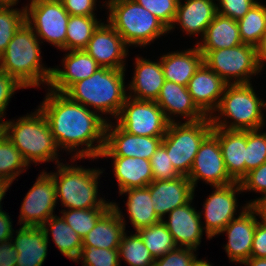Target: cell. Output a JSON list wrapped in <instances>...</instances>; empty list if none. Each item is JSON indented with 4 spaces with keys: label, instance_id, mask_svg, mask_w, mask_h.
I'll list each match as a JSON object with an SVG mask.
<instances>
[{
    "label": "cell",
    "instance_id": "26",
    "mask_svg": "<svg viewBox=\"0 0 266 266\" xmlns=\"http://www.w3.org/2000/svg\"><path fill=\"white\" fill-rule=\"evenodd\" d=\"M212 133L219 140L229 176L240 182L245 177L246 131L213 128Z\"/></svg>",
    "mask_w": 266,
    "mask_h": 266
},
{
    "label": "cell",
    "instance_id": "9",
    "mask_svg": "<svg viewBox=\"0 0 266 266\" xmlns=\"http://www.w3.org/2000/svg\"><path fill=\"white\" fill-rule=\"evenodd\" d=\"M203 63L227 84L250 83L251 76L261 71L256 47L243 43L231 48L208 51L203 56Z\"/></svg>",
    "mask_w": 266,
    "mask_h": 266
},
{
    "label": "cell",
    "instance_id": "23",
    "mask_svg": "<svg viewBox=\"0 0 266 266\" xmlns=\"http://www.w3.org/2000/svg\"><path fill=\"white\" fill-rule=\"evenodd\" d=\"M180 1L175 19L168 31L171 32L178 23L177 26L180 25L186 34L193 36L201 33L203 37L206 28L218 14L217 4L213 0H185L186 3L183 4Z\"/></svg>",
    "mask_w": 266,
    "mask_h": 266
},
{
    "label": "cell",
    "instance_id": "21",
    "mask_svg": "<svg viewBox=\"0 0 266 266\" xmlns=\"http://www.w3.org/2000/svg\"><path fill=\"white\" fill-rule=\"evenodd\" d=\"M147 187L150 190L151 200L155 204V213L161 219L176 207L185 205L194 198L195 190L187 176L152 181Z\"/></svg>",
    "mask_w": 266,
    "mask_h": 266
},
{
    "label": "cell",
    "instance_id": "29",
    "mask_svg": "<svg viewBox=\"0 0 266 266\" xmlns=\"http://www.w3.org/2000/svg\"><path fill=\"white\" fill-rule=\"evenodd\" d=\"M113 158V172L119 193L129 188L146 187L153 181L149 160L138 157L99 156Z\"/></svg>",
    "mask_w": 266,
    "mask_h": 266
},
{
    "label": "cell",
    "instance_id": "36",
    "mask_svg": "<svg viewBox=\"0 0 266 266\" xmlns=\"http://www.w3.org/2000/svg\"><path fill=\"white\" fill-rule=\"evenodd\" d=\"M154 259L163 257L169 251L177 248L173 236L162 220L154 225L142 228L137 232Z\"/></svg>",
    "mask_w": 266,
    "mask_h": 266
},
{
    "label": "cell",
    "instance_id": "5",
    "mask_svg": "<svg viewBox=\"0 0 266 266\" xmlns=\"http://www.w3.org/2000/svg\"><path fill=\"white\" fill-rule=\"evenodd\" d=\"M263 107L266 109V102L257 96L251 83L227 84L216 110L220 114L210 117L212 126L240 131L263 129L265 125ZM222 116L225 117L224 120H221ZM227 118L233 122L229 123L226 121Z\"/></svg>",
    "mask_w": 266,
    "mask_h": 266
},
{
    "label": "cell",
    "instance_id": "55",
    "mask_svg": "<svg viewBox=\"0 0 266 266\" xmlns=\"http://www.w3.org/2000/svg\"><path fill=\"white\" fill-rule=\"evenodd\" d=\"M9 186H7L5 183L0 182V208H1V201L3 200V197L5 196L7 189Z\"/></svg>",
    "mask_w": 266,
    "mask_h": 266
},
{
    "label": "cell",
    "instance_id": "53",
    "mask_svg": "<svg viewBox=\"0 0 266 266\" xmlns=\"http://www.w3.org/2000/svg\"><path fill=\"white\" fill-rule=\"evenodd\" d=\"M253 207L257 210L260 220L266 224V197L258 200Z\"/></svg>",
    "mask_w": 266,
    "mask_h": 266
},
{
    "label": "cell",
    "instance_id": "2",
    "mask_svg": "<svg viewBox=\"0 0 266 266\" xmlns=\"http://www.w3.org/2000/svg\"><path fill=\"white\" fill-rule=\"evenodd\" d=\"M40 41L26 21L15 32L0 56V70L14 77L22 86H48L52 68L43 67L41 61Z\"/></svg>",
    "mask_w": 266,
    "mask_h": 266
},
{
    "label": "cell",
    "instance_id": "7",
    "mask_svg": "<svg viewBox=\"0 0 266 266\" xmlns=\"http://www.w3.org/2000/svg\"><path fill=\"white\" fill-rule=\"evenodd\" d=\"M57 172H51L56 189V198L68 209L101 208L107 201L98 198V178L101 169L57 164Z\"/></svg>",
    "mask_w": 266,
    "mask_h": 266
},
{
    "label": "cell",
    "instance_id": "17",
    "mask_svg": "<svg viewBox=\"0 0 266 266\" xmlns=\"http://www.w3.org/2000/svg\"><path fill=\"white\" fill-rule=\"evenodd\" d=\"M125 41L107 22H102L94 31L87 47L84 49L101 67L125 69L128 55Z\"/></svg>",
    "mask_w": 266,
    "mask_h": 266
},
{
    "label": "cell",
    "instance_id": "58",
    "mask_svg": "<svg viewBox=\"0 0 266 266\" xmlns=\"http://www.w3.org/2000/svg\"><path fill=\"white\" fill-rule=\"evenodd\" d=\"M2 132V123H0V133Z\"/></svg>",
    "mask_w": 266,
    "mask_h": 266
},
{
    "label": "cell",
    "instance_id": "47",
    "mask_svg": "<svg viewBox=\"0 0 266 266\" xmlns=\"http://www.w3.org/2000/svg\"><path fill=\"white\" fill-rule=\"evenodd\" d=\"M25 88L14 77L0 70V123L4 122V112L8 106L10 98L17 89Z\"/></svg>",
    "mask_w": 266,
    "mask_h": 266
},
{
    "label": "cell",
    "instance_id": "4",
    "mask_svg": "<svg viewBox=\"0 0 266 266\" xmlns=\"http://www.w3.org/2000/svg\"><path fill=\"white\" fill-rule=\"evenodd\" d=\"M2 132L14 144L28 163L58 161V147L51 133L47 119L36 109L30 115L20 117L16 122H2Z\"/></svg>",
    "mask_w": 266,
    "mask_h": 266
},
{
    "label": "cell",
    "instance_id": "56",
    "mask_svg": "<svg viewBox=\"0 0 266 266\" xmlns=\"http://www.w3.org/2000/svg\"><path fill=\"white\" fill-rule=\"evenodd\" d=\"M191 266H212V265L206 260L196 259Z\"/></svg>",
    "mask_w": 266,
    "mask_h": 266
},
{
    "label": "cell",
    "instance_id": "16",
    "mask_svg": "<svg viewBox=\"0 0 266 266\" xmlns=\"http://www.w3.org/2000/svg\"><path fill=\"white\" fill-rule=\"evenodd\" d=\"M242 209L239 216L231 220L220 232L227 233L228 242L224 249L229 260L240 264L250 258L258 222V212L253 206L245 204Z\"/></svg>",
    "mask_w": 266,
    "mask_h": 266
},
{
    "label": "cell",
    "instance_id": "28",
    "mask_svg": "<svg viewBox=\"0 0 266 266\" xmlns=\"http://www.w3.org/2000/svg\"><path fill=\"white\" fill-rule=\"evenodd\" d=\"M165 80L187 87L188 82L203 64V55L197 46L181 52H169L160 57Z\"/></svg>",
    "mask_w": 266,
    "mask_h": 266
},
{
    "label": "cell",
    "instance_id": "25",
    "mask_svg": "<svg viewBox=\"0 0 266 266\" xmlns=\"http://www.w3.org/2000/svg\"><path fill=\"white\" fill-rule=\"evenodd\" d=\"M135 62L133 80L128 87L134 95L130 93L128 96L137 100L156 101L165 82L161 62L138 56Z\"/></svg>",
    "mask_w": 266,
    "mask_h": 266
},
{
    "label": "cell",
    "instance_id": "27",
    "mask_svg": "<svg viewBox=\"0 0 266 266\" xmlns=\"http://www.w3.org/2000/svg\"><path fill=\"white\" fill-rule=\"evenodd\" d=\"M11 240L17 250L16 266H42L47 256L49 239L41 227L21 226Z\"/></svg>",
    "mask_w": 266,
    "mask_h": 266
},
{
    "label": "cell",
    "instance_id": "30",
    "mask_svg": "<svg viewBox=\"0 0 266 266\" xmlns=\"http://www.w3.org/2000/svg\"><path fill=\"white\" fill-rule=\"evenodd\" d=\"M202 39V42H198L196 46L203 56L211 50L231 48L242 44L237 21L220 14H217L208 25Z\"/></svg>",
    "mask_w": 266,
    "mask_h": 266
},
{
    "label": "cell",
    "instance_id": "15",
    "mask_svg": "<svg viewBox=\"0 0 266 266\" xmlns=\"http://www.w3.org/2000/svg\"><path fill=\"white\" fill-rule=\"evenodd\" d=\"M115 125V126H113ZM106 126L105 146L100 156L138 157L150 160L162 143L163 137L133 135L118 124Z\"/></svg>",
    "mask_w": 266,
    "mask_h": 266
},
{
    "label": "cell",
    "instance_id": "52",
    "mask_svg": "<svg viewBox=\"0 0 266 266\" xmlns=\"http://www.w3.org/2000/svg\"><path fill=\"white\" fill-rule=\"evenodd\" d=\"M256 57L260 70L264 67L263 62L266 61V32L262 35L259 44L256 46Z\"/></svg>",
    "mask_w": 266,
    "mask_h": 266
},
{
    "label": "cell",
    "instance_id": "34",
    "mask_svg": "<svg viewBox=\"0 0 266 266\" xmlns=\"http://www.w3.org/2000/svg\"><path fill=\"white\" fill-rule=\"evenodd\" d=\"M28 163L24 160L22 154L14 146V144L7 138V136L0 133V182L5 183L10 187L13 180L23 172L26 171Z\"/></svg>",
    "mask_w": 266,
    "mask_h": 266
},
{
    "label": "cell",
    "instance_id": "31",
    "mask_svg": "<svg viewBox=\"0 0 266 266\" xmlns=\"http://www.w3.org/2000/svg\"><path fill=\"white\" fill-rule=\"evenodd\" d=\"M128 195L126 202L129 220L136 232L160 222L162 219L155 213V204L151 200L149 188H129L120 192Z\"/></svg>",
    "mask_w": 266,
    "mask_h": 266
},
{
    "label": "cell",
    "instance_id": "39",
    "mask_svg": "<svg viewBox=\"0 0 266 266\" xmlns=\"http://www.w3.org/2000/svg\"><path fill=\"white\" fill-rule=\"evenodd\" d=\"M13 6L0 5V56L5 52L15 32L25 22V7L20 10L13 9Z\"/></svg>",
    "mask_w": 266,
    "mask_h": 266
},
{
    "label": "cell",
    "instance_id": "41",
    "mask_svg": "<svg viewBox=\"0 0 266 266\" xmlns=\"http://www.w3.org/2000/svg\"><path fill=\"white\" fill-rule=\"evenodd\" d=\"M83 259V260H82ZM82 260V266H120L118 249H102L93 246H82L77 259Z\"/></svg>",
    "mask_w": 266,
    "mask_h": 266
},
{
    "label": "cell",
    "instance_id": "22",
    "mask_svg": "<svg viewBox=\"0 0 266 266\" xmlns=\"http://www.w3.org/2000/svg\"><path fill=\"white\" fill-rule=\"evenodd\" d=\"M155 102L162 109L170 123L175 122L173 115L175 117L178 115L183 116V119H187V122H195L207 118L194 103L187 87L175 82L165 80Z\"/></svg>",
    "mask_w": 266,
    "mask_h": 266
},
{
    "label": "cell",
    "instance_id": "37",
    "mask_svg": "<svg viewBox=\"0 0 266 266\" xmlns=\"http://www.w3.org/2000/svg\"><path fill=\"white\" fill-rule=\"evenodd\" d=\"M112 207L106 202L101 208L63 209V219L83 239L96 225V222Z\"/></svg>",
    "mask_w": 266,
    "mask_h": 266
},
{
    "label": "cell",
    "instance_id": "40",
    "mask_svg": "<svg viewBox=\"0 0 266 266\" xmlns=\"http://www.w3.org/2000/svg\"><path fill=\"white\" fill-rule=\"evenodd\" d=\"M259 131H246L245 176L266 162V133Z\"/></svg>",
    "mask_w": 266,
    "mask_h": 266
},
{
    "label": "cell",
    "instance_id": "24",
    "mask_svg": "<svg viewBox=\"0 0 266 266\" xmlns=\"http://www.w3.org/2000/svg\"><path fill=\"white\" fill-rule=\"evenodd\" d=\"M96 222L94 228L82 239V246L102 249H118L125 232V218L115 202ZM125 223V224H124Z\"/></svg>",
    "mask_w": 266,
    "mask_h": 266
},
{
    "label": "cell",
    "instance_id": "12",
    "mask_svg": "<svg viewBox=\"0 0 266 266\" xmlns=\"http://www.w3.org/2000/svg\"><path fill=\"white\" fill-rule=\"evenodd\" d=\"M187 177L194 190L198 180L213 187L235 182L226 170L219 140L212 132L201 143Z\"/></svg>",
    "mask_w": 266,
    "mask_h": 266
},
{
    "label": "cell",
    "instance_id": "11",
    "mask_svg": "<svg viewBox=\"0 0 266 266\" xmlns=\"http://www.w3.org/2000/svg\"><path fill=\"white\" fill-rule=\"evenodd\" d=\"M124 131L133 135L164 137L169 121L155 101L127 97L115 119Z\"/></svg>",
    "mask_w": 266,
    "mask_h": 266
},
{
    "label": "cell",
    "instance_id": "18",
    "mask_svg": "<svg viewBox=\"0 0 266 266\" xmlns=\"http://www.w3.org/2000/svg\"><path fill=\"white\" fill-rule=\"evenodd\" d=\"M193 198L185 205L168 213V220L162 222L173 236L177 247L197 250L203 236L202 212L191 206Z\"/></svg>",
    "mask_w": 266,
    "mask_h": 266
},
{
    "label": "cell",
    "instance_id": "44",
    "mask_svg": "<svg viewBox=\"0 0 266 266\" xmlns=\"http://www.w3.org/2000/svg\"><path fill=\"white\" fill-rule=\"evenodd\" d=\"M243 191H256L263 196L251 200L247 203L249 206H253L258 200L266 197V162L251 170L248 174L240 181Z\"/></svg>",
    "mask_w": 266,
    "mask_h": 266
},
{
    "label": "cell",
    "instance_id": "46",
    "mask_svg": "<svg viewBox=\"0 0 266 266\" xmlns=\"http://www.w3.org/2000/svg\"><path fill=\"white\" fill-rule=\"evenodd\" d=\"M218 14L234 19L240 20L257 3L256 0H217ZM222 8V9H221Z\"/></svg>",
    "mask_w": 266,
    "mask_h": 266
},
{
    "label": "cell",
    "instance_id": "8",
    "mask_svg": "<svg viewBox=\"0 0 266 266\" xmlns=\"http://www.w3.org/2000/svg\"><path fill=\"white\" fill-rule=\"evenodd\" d=\"M210 117L195 122H171L162 139L176 171L188 176L203 140L212 132Z\"/></svg>",
    "mask_w": 266,
    "mask_h": 266
},
{
    "label": "cell",
    "instance_id": "1",
    "mask_svg": "<svg viewBox=\"0 0 266 266\" xmlns=\"http://www.w3.org/2000/svg\"><path fill=\"white\" fill-rule=\"evenodd\" d=\"M48 90L38 108L47 119L57 147L68 152L76 150L71 159L73 163L76 159L99 158L105 146L107 118L64 93ZM79 146L83 148L77 150Z\"/></svg>",
    "mask_w": 266,
    "mask_h": 266
},
{
    "label": "cell",
    "instance_id": "13",
    "mask_svg": "<svg viewBox=\"0 0 266 266\" xmlns=\"http://www.w3.org/2000/svg\"><path fill=\"white\" fill-rule=\"evenodd\" d=\"M56 203L54 179L50 173L43 171L23 199L19 225L41 227L54 216Z\"/></svg>",
    "mask_w": 266,
    "mask_h": 266
},
{
    "label": "cell",
    "instance_id": "6",
    "mask_svg": "<svg viewBox=\"0 0 266 266\" xmlns=\"http://www.w3.org/2000/svg\"><path fill=\"white\" fill-rule=\"evenodd\" d=\"M107 22L122 37L127 46L146 47L161 35L169 33L168 28L150 11L135 0H108Z\"/></svg>",
    "mask_w": 266,
    "mask_h": 266
},
{
    "label": "cell",
    "instance_id": "20",
    "mask_svg": "<svg viewBox=\"0 0 266 266\" xmlns=\"http://www.w3.org/2000/svg\"><path fill=\"white\" fill-rule=\"evenodd\" d=\"M63 69L52 68L49 89L65 93L74 83L90 77L101 66L84 49L70 50L62 60Z\"/></svg>",
    "mask_w": 266,
    "mask_h": 266
},
{
    "label": "cell",
    "instance_id": "48",
    "mask_svg": "<svg viewBox=\"0 0 266 266\" xmlns=\"http://www.w3.org/2000/svg\"><path fill=\"white\" fill-rule=\"evenodd\" d=\"M69 15L95 16L97 0H60Z\"/></svg>",
    "mask_w": 266,
    "mask_h": 266
},
{
    "label": "cell",
    "instance_id": "14",
    "mask_svg": "<svg viewBox=\"0 0 266 266\" xmlns=\"http://www.w3.org/2000/svg\"><path fill=\"white\" fill-rule=\"evenodd\" d=\"M215 191L206 198L203 209L205 217V230L210 240L219 235L225 226L235 218L237 203L236 193L243 192L240 182H234L226 186H215Z\"/></svg>",
    "mask_w": 266,
    "mask_h": 266
},
{
    "label": "cell",
    "instance_id": "43",
    "mask_svg": "<svg viewBox=\"0 0 266 266\" xmlns=\"http://www.w3.org/2000/svg\"><path fill=\"white\" fill-rule=\"evenodd\" d=\"M155 15L168 29L176 16L179 0H135Z\"/></svg>",
    "mask_w": 266,
    "mask_h": 266
},
{
    "label": "cell",
    "instance_id": "45",
    "mask_svg": "<svg viewBox=\"0 0 266 266\" xmlns=\"http://www.w3.org/2000/svg\"><path fill=\"white\" fill-rule=\"evenodd\" d=\"M196 250L186 247H177L163 257L155 259L154 266H191L197 259Z\"/></svg>",
    "mask_w": 266,
    "mask_h": 266
},
{
    "label": "cell",
    "instance_id": "10",
    "mask_svg": "<svg viewBox=\"0 0 266 266\" xmlns=\"http://www.w3.org/2000/svg\"><path fill=\"white\" fill-rule=\"evenodd\" d=\"M69 17L60 0H30L25 6V21L39 41L46 40L64 51Z\"/></svg>",
    "mask_w": 266,
    "mask_h": 266
},
{
    "label": "cell",
    "instance_id": "57",
    "mask_svg": "<svg viewBox=\"0 0 266 266\" xmlns=\"http://www.w3.org/2000/svg\"><path fill=\"white\" fill-rule=\"evenodd\" d=\"M18 0H0V5H16Z\"/></svg>",
    "mask_w": 266,
    "mask_h": 266
},
{
    "label": "cell",
    "instance_id": "19",
    "mask_svg": "<svg viewBox=\"0 0 266 266\" xmlns=\"http://www.w3.org/2000/svg\"><path fill=\"white\" fill-rule=\"evenodd\" d=\"M227 83L204 63L192 76L187 90L196 106L207 116L216 112Z\"/></svg>",
    "mask_w": 266,
    "mask_h": 266
},
{
    "label": "cell",
    "instance_id": "50",
    "mask_svg": "<svg viewBox=\"0 0 266 266\" xmlns=\"http://www.w3.org/2000/svg\"><path fill=\"white\" fill-rule=\"evenodd\" d=\"M17 253L11 239L0 242V266H16Z\"/></svg>",
    "mask_w": 266,
    "mask_h": 266
},
{
    "label": "cell",
    "instance_id": "38",
    "mask_svg": "<svg viewBox=\"0 0 266 266\" xmlns=\"http://www.w3.org/2000/svg\"><path fill=\"white\" fill-rule=\"evenodd\" d=\"M118 252L119 258L122 257L130 266H154L155 259L137 232L130 236L124 232Z\"/></svg>",
    "mask_w": 266,
    "mask_h": 266
},
{
    "label": "cell",
    "instance_id": "54",
    "mask_svg": "<svg viewBox=\"0 0 266 266\" xmlns=\"http://www.w3.org/2000/svg\"><path fill=\"white\" fill-rule=\"evenodd\" d=\"M242 264L246 266H266V258L250 257L245 260Z\"/></svg>",
    "mask_w": 266,
    "mask_h": 266
},
{
    "label": "cell",
    "instance_id": "33",
    "mask_svg": "<svg viewBox=\"0 0 266 266\" xmlns=\"http://www.w3.org/2000/svg\"><path fill=\"white\" fill-rule=\"evenodd\" d=\"M100 24L96 16L70 15L67 24L65 51L85 49Z\"/></svg>",
    "mask_w": 266,
    "mask_h": 266
},
{
    "label": "cell",
    "instance_id": "3",
    "mask_svg": "<svg viewBox=\"0 0 266 266\" xmlns=\"http://www.w3.org/2000/svg\"><path fill=\"white\" fill-rule=\"evenodd\" d=\"M125 69L100 67L93 75L74 83L64 94L95 112L117 118L128 95Z\"/></svg>",
    "mask_w": 266,
    "mask_h": 266
},
{
    "label": "cell",
    "instance_id": "42",
    "mask_svg": "<svg viewBox=\"0 0 266 266\" xmlns=\"http://www.w3.org/2000/svg\"><path fill=\"white\" fill-rule=\"evenodd\" d=\"M149 161L152 168L153 181L172 180L181 176L174 168L162 143Z\"/></svg>",
    "mask_w": 266,
    "mask_h": 266
},
{
    "label": "cell",
    "instance_id": "51",
    "mask_svg": "<svg viewBox=\"0 0 266 266\" xmlns=\"http://www.w3.org/2000/svg\"><path fill=\"white\" fill-rule=\"evenodd\" d=\"M10 216L0 208V242L8 241L12 238L14 229L12 228Z\"/></svg>",
    "mask_w": 266,
    "mask_h": 266
},
{
    "label": "cell",
    "instance_id": "32",
    "mask_svg": "<svg viewBox=\"0 0 266 266\" xmlns=\"http://www.w3.org/2000/svg\"><path fill=\"white\" fill-rule=\"evenodd\" d=\"M41 228L46 239H49V231L51 232L53 242L66 258L68 257L74 262L77 261L82 249V238L67 224L62 216H51Z\"/></svg>",
    "mask_w": 266,
    "mask_h": 266
},
{
    "label": "cell",
    "instance_id": "35",
    "mask_svg": "<svg viewBox=\"0 0 266 266\" xmlns=\"http://www.w3.org/2000/svg\"><path fill=\"white\" fill-rule=\"evenodd\" d=\"M237 23L242 43L256 47L266 32V5L257 2Z\"/></svg>",
    "mask_w": 266,
    "mask_h": 266
},
{
    "label": "cell",
    "instance_id": "49",
    "mask_svg": "<svg viewBox=\"0 0 266 266\" xmlns=\"http://www.w3.org/2000/svg\"><path fill=\"white\" fill-rule=\"evenodd\" d=\"M250 257L266 258V224L257 222Z\"/></svg>",
    "mask_w": 266,
    "mask_h": 266
}]
</instances>
